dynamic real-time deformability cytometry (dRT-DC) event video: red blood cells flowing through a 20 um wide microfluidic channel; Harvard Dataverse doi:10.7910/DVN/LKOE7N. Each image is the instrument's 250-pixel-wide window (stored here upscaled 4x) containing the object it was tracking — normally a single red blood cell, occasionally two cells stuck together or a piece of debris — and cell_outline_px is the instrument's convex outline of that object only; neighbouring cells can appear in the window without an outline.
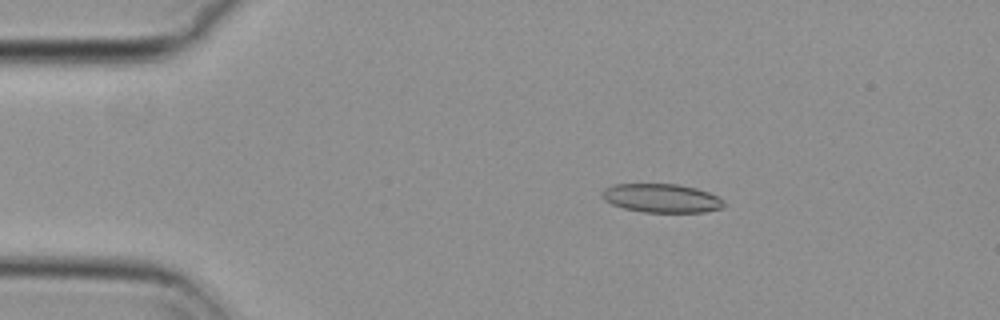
{"species": "common noctule bat (a hibernating species)", "species_latin": "Nyctalus noctula", "temperature_condition": "cold", "stored_images_in_passage": 56, "camera_frame_rate_fps": 3000, "um_per_image_px": 0.085, "animal": {"sex": "female", "body_mass_g": 29.2, "forearm_length_mm": 56.3}, "frame": {"image": 1, "passage_image": 10, "time_ms": 3.0, "image_size_px": [1000, 320], "cell_outline_px": [[724, 208], [704, 212], [644, 212], [624, 208], [612, 204], [604, 200], [600, 196], [600, 192], [604, 188], [612, 184], [676, 184], [696, 188], [708, 192], [724, 200]], "centroid_in_image_um": [56.2, 16.84], "position_along_channel_um": 28.8, "area_um2": 20.52}}
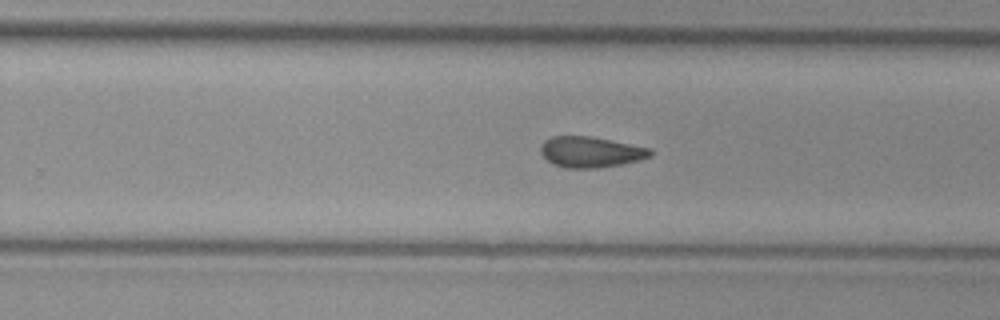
{"frame": {"image": 2, "passage_image": 35, "time_ms": 11.333, "image_size_px": [1000, 320], "cell_outline_px": [[652, 156], [620, 164], [596, 168], [568, 168], [552, 164], [540, 152], [540, 144], [544, 140], [552, 136], [592, 136], [652, 148]], "centroid_in_image_um": [50.19, 12.9], "position_along_channel_um": 279.6, "area_um2": 19.71}}
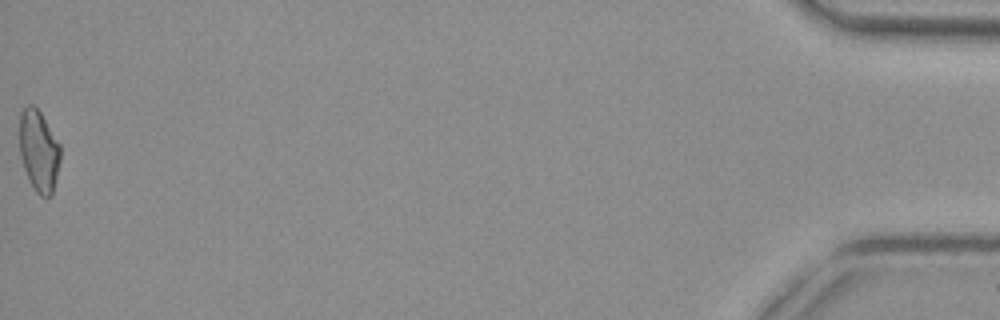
{"frame": {"image": 3, "passage_image": 56, "time_ms": 18.333, "image_size_px": [1000, 320], "cell_outline_px": [[60, 160], [52, 196], [40, 196], [36, 192], [28, 180], [20, 156], [20, 112], [28, 104], [32, 104], [40, 112], [60, 144]], "centroid_in_image_um": [3.3, 12.84], "position_along_channel_um": 431.9, "area_um2": 19.36}, "authors_computed_cell_mechanics": {"area_um2": 20.0277, "velocity_mm_per_s": 3.6986, "shape_relaxation_time_tau1_ms": 7.1972, "shape_relaxation_time_tau2_ms": 4.1753, "deformation_change_tau1": 0.1727, "deformation_change_tau2": 0.121}}